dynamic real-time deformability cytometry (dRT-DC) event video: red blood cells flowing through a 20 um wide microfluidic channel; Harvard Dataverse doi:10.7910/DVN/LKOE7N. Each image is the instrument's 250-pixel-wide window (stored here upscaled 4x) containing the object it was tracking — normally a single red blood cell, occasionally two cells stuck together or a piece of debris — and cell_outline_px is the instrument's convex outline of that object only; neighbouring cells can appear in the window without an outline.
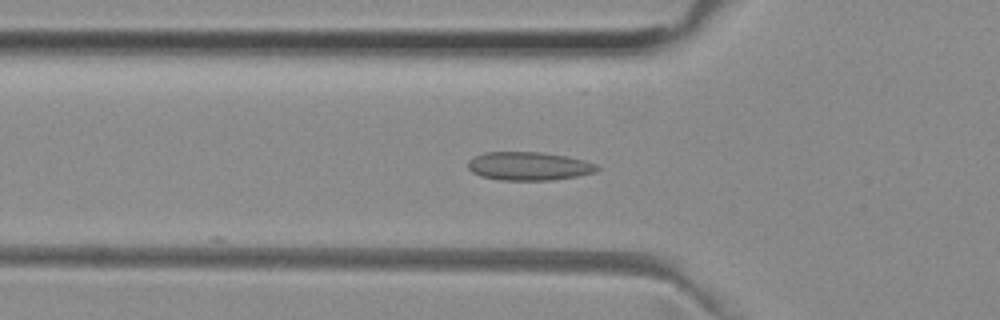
{"species": "common noctule bat (a hibernating species)", "species_latin": "Nyctalus noctula", "temperature_condition": "room temperature", "stored_images_in_passage": 12, "camera_frame_rate_fps": 3000, "um_per_image_px": 0.085, "animal": {"sex": "female", "body_mass_g": 29.2, "forearm_length_mm": 56.3}, "frame": {"image": 1, "passage_image": 4, "time_ms": 1.0, "image_size_px": [1000, 320], "cell_outline_px": [[600, 168], [596, 172], [576, 176], [552, 180], [500, 180], [480, 176], [472, 172], [468, 168], [468, 160], [484, 152], [540, 152], [568, 156], [584, 160], [596, 164]], "centroid_in_image_um": [44.95, 14.12], "position_along_channel_um": 80.8, "area_um2": 21.44}}
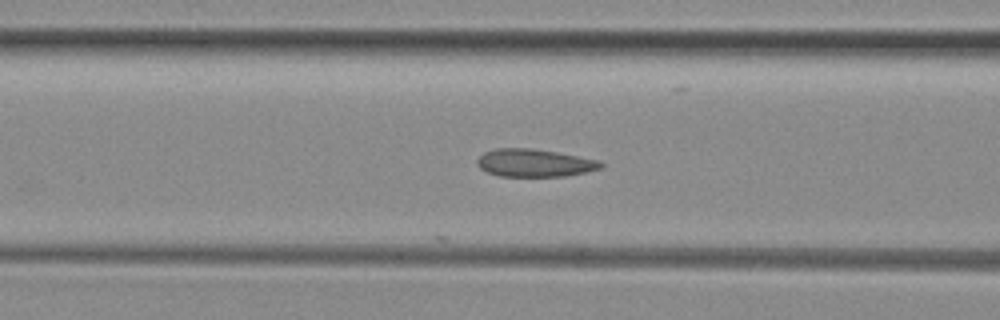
{"frame": {"image": 2, "passage_image": 7, "time_ms": 2.0, "image_size_px": [1000, 320], "cell_outline_px": [[604, 164], [600, 168], [568, 176], [500, 176], [488, 172], [480, 168], [476, 164], [476, 160], [484, 152], [496, 148], [532, 148], [556, 152], [600, 160]], "centroid_in_image_um": [45.41, 13.84], "position_along_channel_um": 121.2, "area_um2": 19.94}}
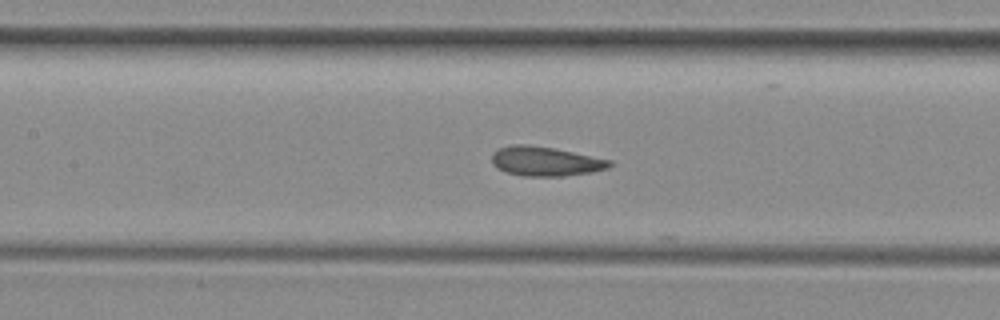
{"frame": {"image": 3, "passage_image": 10, "time_ms": 3.0, "image_size_px": [1000, 320], "cell_outline_px": [[612, 164], [608, 168], [592, 172], [564, 176], [524, 176], [508, 172], [492, 164], [492, 152], [500, 148], [512, 144], [528, 144], [552, 148], [612, 160]], "centroid_in_image_um": [46.37, 13.71], "position_along_channel_um": 161.0, "area_um2": 20.0}}